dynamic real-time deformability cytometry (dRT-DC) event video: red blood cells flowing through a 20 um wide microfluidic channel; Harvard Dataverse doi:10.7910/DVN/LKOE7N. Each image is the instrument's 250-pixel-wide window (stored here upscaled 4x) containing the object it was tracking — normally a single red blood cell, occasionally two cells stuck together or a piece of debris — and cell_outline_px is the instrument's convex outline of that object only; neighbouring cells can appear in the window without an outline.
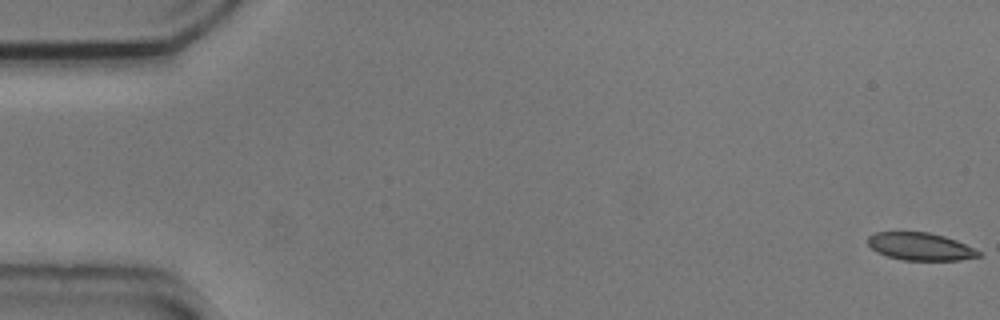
{"species": "common noctule bat (a hibernating species)", "species_latin": "Nyctalus noctula", "temperature_condition": "cold", "stored_images_in_passage": 17, "camera_frame_rate_fps": 3000, "um_per_image_px": 0.085, "animal": {"sex": "male", "body_mass_g": 20.5, "forearm_length_mm": 52.5}, "frame": {"image": 1, "passage_image": 1, "time_ms": 0.0, "image_size_px": [1000, 320], "cell_outline_px": [[984, 256], [960, 260], [904, 260], [888, 256], [872, 248], [868, 244], [868, 236], [876, 232], [928, 232], [944, 236], [956, 240], [984, 252]], "centroid_in_image_um": [78.32, 20.96], "position_along_channel_um": 6.7, "area_um2": 17.86}}
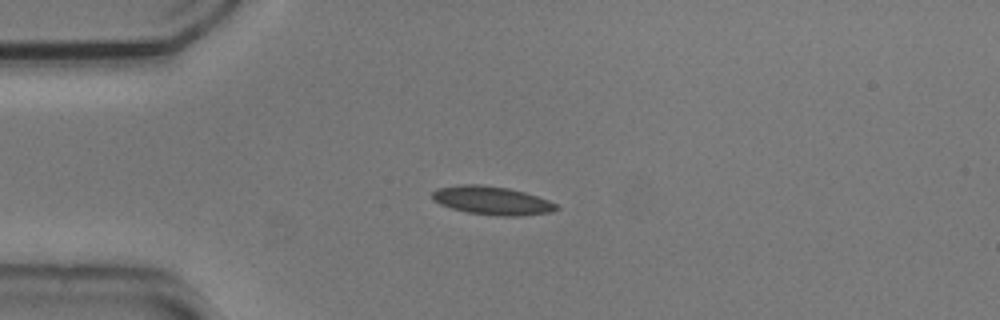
{"frame": {"image": 2, "passage_image": 14, "time_ms": 4.333, "image_size_px": [1000, 320], "cell_outline_px": [[560, 208], [552, 212], [524, 216], [496, 216], [468, 212], [452, 208], [440, 204], [432, 200], [432, 192], [436, 188], [460, 184], [480, 184], [508, 188], [524, 192], [548, 200], [556, 204]], "centroid_in_image_um": [41.81, 17.04], "position_along_channel_um": 43.2, "area_um2": 20.69}}